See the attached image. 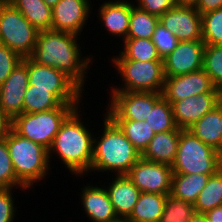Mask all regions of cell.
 Returning a JSON list of instances; mask_svg holds the SVG:
<instances>
[{
    "instance_id": "6da1fadb",
    "label": "cell",
    "mask_w": 222,
    "mask_h": 222,
    "mask_svg": "<svg viewBox=\"0 0 222 222\" xmlns=\"http://www.w3.org/2000/svg\"><path fill=\"white\" fill-rule=\"evenodd\" d=\"M76 36L75 33L52 29L39 31L36 46L29 58L39 64L59 69L81 89L90 58L80 59Z\"/></svg>"
},
{
    "instance_id": "7a4b0ae2",
    "label": "cell",
    "mask_w": 222,
    "mask_h": 222,
    "mask_svg": "<svg viewBox=\"0 0 222 222\" xmlns=\"http://www.w3.org/2000/svg\"><path fill=\"white\" fill-rule=\"evenodd\" d=\"M77 112L76 108L62 123L48 151H57L67 168L80 175L91 169L97 141L80 122Z\"/></svg>"
},
{
    "instance_id": "3957f363",
    "label": "cell",
    "mask_w": 222,
    "mask_h": 222,
    "mask_svg": "<svg viewBox=\"0 0 222 222\" xmlns=\"http://www.w3.org/2000/svg\"><path fill=\"white\" fill-rule=\"evenodd\" d=\"M104 121V133L93 146L91 169L115 170L117 175H126L141 158V153L108 115Z\"/></svg>"
},
{
    "instance_id": "277c9868",
    "label": "cell",
    "mask_w": 222,
    "mask_h": 222,
    "mask_svg": "<svg viewBox=\"0 0 222 222\" xmlns=\"http://www.w3.org/2000/svg\"><path fill=\"white\" fill-rule=\"evenodd\" d=\"M5 140L16 178L26 188L44 178L51 154L45 147L18 135L13 129Z\"/></svg>"
},
{
    "instance_id": "5b68a950",
    "label": "cell",
    "mask_w": 222,
    "mask_h": 222,
    "mask_svg": "<svg viewBox=\"0 0 222 222\" xmlns=\"http://www.w3.org/2000/svg\"><path fill=\"white\" fill-rule=\"evenodd\" d=\"M173 174H214L222 168V155L189 130H181Z\"/></svg>"
},
{
    "instance_id": "8992f818",
    "label": "cell",
    "mask_w": 222,
    "mask_h": 222,
    "mask_svg": "<svg viewBox=\"0 0 222 222\" xmlns=\"http://www.w3.org/2000/svg\"><path fill=\"white\" fill-rule=\"evenodd\" d=\"M77 104H62L59 108L36 113H22L12 119V129L20 136L51 147L65 119L77 108Z\"/></svg>"
},
{
    "instance_id": "52a82bcc",
    "label": "cell",
    "mask_w": 222,
    "mask_h": 222,
    "mask_svg": "<svg viewBox=\"0 0 222 222\" xmlns=\"http://www.w3.org/2000/svg\"><path fill=\"white\" fill-rule=\"evenodd\" d=\"M114 58L115 66L125 80V88L113 91L162 93L165 83L163 60L139 61L127 59L122 53Z\"/></svg>"
},
{
    "instance_id": "ba28073f",
    "label": "cell",
    "mask_w": 222,
    "mask_h": 222,
    "mask_svg": "<svg viewBox=\"0 0 222 222\" xmlns=\"http://www.w3.org/2000/svg\"><path fill=\"white\" fill-rule=\"evenodd\" d=\"M38 33L13 4H0V44L22 58L29 57L36 46Z\"/></svg>"
},
{
    "instance_id": "9c48e42d",
    "label": "cell",
    "mask_w": 222,
    "mask_h": 222,
    "mask_svg": "<svg viewBox=\"0 0 222 222\" xmlns=\"http://www.w3.org/2000/svg\"><path fill=\"white\" fill-rule=\"evenodd\" d=\"M28 82L34 88L50 89L63 104H77L81 97L80 89L59 69L42 65L26 57Z\"/></svg>"
},
{
    "instance_id": "30bf717a",
    "label": "cell",
    "mask_w": 222,
    "mask_h": 222,
    "mask_svg": "<svg viewBox=\"0 0 222 222\" xmlns=\"http://www.w3.org/2000/svg\"><path fill=\"white\" fill-rule=\"evenodd\" d=\"M111 107L107 115L112 120L143 121L154 104L163 96L156 92L112 91Z\"/></svg>"
},
{
    "instance_id": "8fae6325",
    "label": "cell",
    "mask_w": 222,
    "mask_h": 222,
    "mask_svg": "<svg viewBox=\"0 0 222 222\" xmlns=\"http://www.w3.org/2000/svg\"><path fill=\"white\" fill-rule=\"evenodd\" d=\"M126 175L141 192L171 193L173 170L169 165L147 161L141 157Z\"/></svg>"
},
{
    "instance_id": "7c38bea8",
    "label": "cell",
    "mask_w": 222,
    "mask_h": 222,
    "mask_svg": "<svg viewBox=\"0 0 222 222\" xmlns=\"http://www.w3.org/2000/svg\"><path fill=\"white\" fill-rule=\"evenodd\" d=\"M205 43L202 40L179 41L163 59L165 77H174L203 69Z\"/></svg>"
},
{
    "instance_id": "4fadbf2b",
    "label": "cell",
    "mask_w": 222,
    "mask_h": 222,
    "mask_svg": "<svg viewBox=\"0 0 222 222\" xmlns=\"http://www.w3.org/2000/svg\"><path fill=\"white\" fill-rule=\"evenodd\" d=\"M202 93H221L217 90L210 76L203 70L174 77H166L163 97L170 103Z\"/></svg>"
},
{
    "instance_id": "5bb4252c",
    "label": "cell",
    "mask_w": 222,
    "mask_h": 222,
    "mask_svg": "<svg viewBox=\"0 0 222 222\" xmlns=\"http://www.w3.org/2000/svg\"><path fill=\"white\" fill-rule=\"evenodd\" d=\"M159 22L173 32L178 41L202 40L201 14L195 7L176 5L161 15Z\"/></svg>"
},
{
    "instance_id": "9a60e30c",
    "label": "cell",
    "mask_w": 222,
    "mask_h": 222,
    "mask_svg": "<svg viewBox=\"0 0 222 222\" xmlns=\"http://www.w3.org/2000/svg\"><path fill=\"white\" fill-rule=\"evenodd\" d=\"M222 101V93H202L171 103L176 126L189 129Z\"/></svg>"
},
{
    "instance_id": "2e32d148",
    "label": "cell",
    "mask_w": 222,
    "mask_h": 222,
    "mask_svg": "<svg viewBox=\"0 0 222 222\" xmlns=\"http://www.w3.org/2000/svg\"><path fill=\"white\" fill-rule=\"evenodd\" d=\"M28 85V71L24 57L0 85V107L10 118L13 119L23 113L24 95Z\"/></svg>"
},
{
    "instance_id": "e0dca14e",
    "label": "cell",
    "mask_w": 222,
    "mask_h": 222,
    "mask_svg": "<svg viewBox=\"0 0 222 222\" xmlns=\"http://www.w3.org/2000/svg\"><path fill=\"white\" fill-rule=\"evenodd\" d=\"M89 6L88 0H60L51 8V29L78 35L88 18Z\"/></svg>"
},
{
    "instance_id": "ac0fdd59",
    "label": "cell",
    "mask_w": 222,
    "mask_h": 222,
    "mask_svg": "<svg viewBox=\"0 0 222 222\" xmlns=\"http://www.w3.org/2000/svg\"><path fill=\"white\" fill-rule=\"evenodd\" d=\"M181 130L177 127L172 131L155 133L141 157L147 161L172 166L176 158Z\"/></svg>"
},
{
    "instance_id": "d6986e66",
    "label": "cell",
    "mask_w": 222,
    "mask_h": 222,
    "mask_svg": "<svg viewBox=\"0 0 222 222\" xmlns=\"http://www.w3.org/2000/svg\"><path fill=\"white\" fill-rule=\"evenodd\" d=\"M107 192L118 218L130 215L141 193L127 175H117Z\"/></svg>"
},
{
    "instance_id": "ffe728a7",
    "label": "cell",
    "mask_w": 222,
    "mask_h": 222,
    "mask_svg": "<svg viewBox=\"0 0 222 222\" xmlns=\"http://www.w3.org/2000/svg\"><path fill=\"white\" fill-rule=\"evenodd\" d=\"M187 130L222 155V101Z\"/></svg>"
},
{
    "instance_id": "44dd1931",
    "label": "cell",
    "mask_w": 222,
    "mask_h": 222,
    "mask_svg": "<svg viewBox=\"0 0 222 222\" xmlns=\"http://www.w3.org/2000/svg\"><path fill=\"white\" fill-rule=\"evenodd\" d=\"M82 193V202L91 220L113 222L118 219L106 189L88 186Z\"/></svg>"
},
{
    "instance_id": "7402d4cb",
    "label": "cell",
    "mask_w": 222,
    "mask_h": 222,
    "mask_svg": "<svg viewBox=\"0 0 222 222\" xmlns=\"http://www.w3.org/2000/svg\"><path fill=\"white\" fill-rule=\"evenodd\" d=\"M166 194L141 192L126 218L129 222H160L165 209Z\"/></svg>"
},
{
    "instance_id": "603a6c76",
    "label": "cell",
    "mask_w": 222,
    "mask_h": 222,
    "mask_svg": "<svg viewBox=\"0 0 222 222\" xmlns=\"http://www.w3.org/2000/svg\"><path fill=\"white\" fill-rule=\"evenodd\" d=\"M133 5L126 1L106 2L101 6L100 16L108 31L127 38L131 8Z\"/></svg>"
},
{
    "instance_id": "cb8c5ba5",
    "label": "cell",
    "mask_w": 222,
    "mask_h": 222,
    "mask_svg": "<svg viewBox=\"0 0 222 222\" xmlns=\"http://www.w3.org/2000/svg\"><path fill=\"white\" fill-rule=\"evenodd\" d=\"M212 174H173L171 195L194 204Z\"/></svg>"
},
{
    "instance_id": "d4e9b609",
    "label": "cell",
    "mask_w": 222,
    "mask_h": 222,
    "mask_svg": "<svg viewBox=\"0 0 222 222\" xmlns=\"http://www.w3.org/2000/svg\"><path fill=\"white\" fill-rule=\"evenodd\" d=\"M12 4L38 31L51 29L52 11L44 0H14Z\"/></svg>"
},
{
    "instance_id": "484cf974",
    "label": "cell",
    "mask_w": 222,
    "mask_h": 222,
    "mask_svg": "<svg viewBox=\"0 0 222 222\" xmlns=\"http://www.w3.org/2000/svg\"><path fill=\"white\" fill-rule=\"evenodd\" d=\"M63 103L50 89L34 88L29 84L24 95L23 112L36 113L59 108Z\"/></svg>"
},
{
    "instance_id": "4316f807",
    "label": "cell",
    "mask_w": 222,
    "mask_h": 222,
    "mask_svg": "<svg viewBox=\"0 0 222 222\" xmlns=\"http://www.w3.org/2000/svg\"><path fill=\"white\" fill-rule=\"evenodd\" d=\"M218 206H222V168L210 175L194 203L195 211L198 213H206Z\"/></svg>"
},
{
    "instance_id": "83f0119b",
    "label": "cell",
    "mask_w": 222,
    "mask_h": 222,
    "mask_svg": "<svg viewBox=\"0 0 222 222\" xmlns=\"http://www.w3.org/2000/svg\"><path fill=\"white\" fill-rule=\"evenodd\" d=\"M123 131L126 138L142 154L147 148L149 142L155 136V132L149 124L136 120H113Z\"/></svg>"
},
{
    "instance_id": "f1b7e54d",
    "label": "cell",
    "mask_w": 222,
    "mask_h": 222,
    "mask_svg": "<svg viewBox=\"0 0 222 222\" xmlns=\"http://www.w3.org/2000/svg\"><path fill=\"white\" fill-rule=\"evenodd\" d=\"M158 23L159 17L133 6L127 38L151 39Z\"/></svg>"
},
{
    "instance_id": "f546056e",
    "label": "cell",
    "mask_w": 222,
    "mask_h": 222,
    "mask_svg": "<svg viewBox=\"0 0 222 222\" xmlns=\"http://www.w3.org/2000/svg\"><path fill=\"white\" fill-rule=\"evenodd\" d=\"M145 121L155 133L168 132L177 128L171 103L163 96L154 104Z\"/></svg>"
},
{
    "instance_id": "4dcf8cb0",
    "label": "cell",
    "mask_w": 222,
    "mask_h": 222,
    "mask_svg": "<svg viewBox=\"0 0 222 222\" xmlns=\"http://www.w3.org/2000/svg\"><path fill=\"white\" fill-rule=\"evenodd\" d=\"M124 44V51L121 53L127 59L139 61L163 60L151 39L126 38Z\"/></svg>"
},
{
    "instance_id": "1f68e13d",
    "label": "cell",
    "mask_w": 222,
    "mask_h": 222,
    "mask_svg": "<svg viewBox=\"0 0 222 222\" xmlns=\"http://www.w3.org/2000/svg\"><path fill=\"white\" fill-rule=\"evenodd\" d=\"M203 70L222 93V45H205Z\"/></svg>"
},
{
    "instance_id": "d6a6232c",
    "label": "cell",
    "mask_w": 222,
    "mask_h": 222,
    "mask_svg": "<svg viewBox=\"0 0 222 222\" xmlns=\"http://www.w3.org/2000/svg\"><path fill=\"white\" fill-rule=\"evenodd\" d=\"M201 19L205 45H222V8L202 14Z\"/></svg>"
},
{
    "instance_id": "836d02e7",
    "label": "cell",
    "mask_w": 222,
    "mask_h": 222,
    "mask_svg": "<svg viewBox=\"0 0 222 222\" xmlns=\"http://www.w3.org/2000/svg\"><path fill=\"white\" fill-rule=\"evenodd\" d=\"M194 204L167 195L160 222H189L195 213Z\"/></svg>"
},
{
    "instance_id": "e575fe53",
    "label": "cell",
    "mask_w": 222,
    "mask_h": 222,
    "mask_svg": "<svg viewBox=\"0 0 222 222\" xmlns=\"http://www.w3.org/2000/svg\"><path fill=\"white\" fill-rule=\"evenodd\" d=\"M13 185V186H12ZM19 185L26 187L16 178L5 138L0 139V188H11Z\"/></svg>"
},
{
    "instance_id": "d590c367",
    "label": "cell",
    "mask_w": 222,
    "mask_h": 222,
    "mask_svg": "<svg viewBox=\"0 0 222 222\" xmlns=\"http://www.w3.org/2000/svg\"><path fill=\"white\" fill-rule=\"evenodd\" d=\"M151 40L154 42L161 59L169 55L179 42L173 32L166 29L160 22L157 24Z\"/></svg>"
},
{
    "instance_id": "8d00e7d4",
    "label": "cell",
    "mask_w": 222,
    "mask_h": 222,
    "mask_svg": "<svg viewBox=\"0 0 222 222\" xmlns=\"http://www.w3.org/2000/svg\"><path fill=\"white\" fill-rule=\"evenodd\" d=\"M22 57L6 45L0 44V85H2L13 69L22 61Z\"/></svg>"
},
{
    "instance_id": "74e56055",
    "label": "cell",
    "mask_w": 222,
    "mask_h": 222,
    "mask_svg": "<svg viewBox=\"0 0 222 222\" xmlns=\"http://www.w3.org/2000/svg\"><path fill=\"white\" fill-rule=\"evenodd\" d=\"M138 2V8L157 17L177 5L175 0H138Z\"/></svg>"
},
{
    "instance_id": "f35d334b",
    "label": "cell",
    "mask_w": 222,
    "mask_h": 222,
    "mask_svg": "<svg viewBox=\"0 0 222 222\" xmlns=\"http://www.w3.org/2000/svg\"><path fill=\"white\" fill-rule=\"evenodd\" d=\"M11 188H0V222H11L14 215Z\"/></svg>"
},
{
    "instance_id": "ab89813d",
    "label": "cell",
    "mask_w": 222,
    "mask_h": 222,
    "mask_svg": "<svg viewBox=\"0 0 222 222\" xmlns=\"http://www.w3.org/2000/svg\"><path fill=\"white\" fill-rule=\"evenodd\" d=\"M195 8L202 15L222 8V0H199Z\"/></svg>"
},
{
    "instance_id": "60d3db41",
    "label": "cell",
    "mask_w": 222,
    "mask_h": 222,
    "mask_svg": "<svg viewBox=\"0 0 222 222\" xmlns=\"http://www.w3.org/2000/svg\"><path fill=\"white\" fill-rule=\"evenodd\" d=\"M12 130V118L0 107V139L5 138Z\"/></svg>"
},
{
    "instance_id": "b9f144b4",
    "label": "cell",
    "mask_w": 222,
    "mask_h": 222,
    "mask_svg": "<svg viewBox=\"0 0 222 222\" xmlns=\"http://www.w3.org/2000/svg\"><path fill=\"white\" fill-rule=\"evenodd\" d=\"M205 214L209 222H222V206L209 210Z\"/></svg>"
},
{
    "instance_id": "7bdbcfd3",
    "label": "cell",
    "mask_w": 222,
    "mask_h": 222,
    "mask_svg": "<svg viewBox=\"0 0 222 222\" xmlns=\"http://www.w3.org/2000/svg\"><path fill=\"white\" fill-rule=\"evenodd\" d=\"M189 222H209L205 213L195 212L194 215L189 219Z\"/></svg>"
},
{
    "instance_id": "ee69618b",
    "label": "cell",
    "mask_w": 222,
    "mask_h": 222,
    "mask_svg": "<svg viewBox=\"0 0 222 222\" xmlns=\"http://www.w3.org/2000/svg\"><path fill=\"white\" fill-rule=\"evenodd\" d=\"M178 6L196 7L199 0H175Z\"/></svg>"
},
{
    "instance_id": "f6af8a7d",
    "label": "cell",
    "mask_w": 222,
    "mask_h": 222,
    "mask_svg": "<svg viewBox=\"0 0 222 222\" xmlns=\"http://www.w3.org/2000/svg\"><path fill=\"white\" fill-rule=\"evenodd\" d=\"M60 0H44V2L51 8L55 6Z\"/></svg>"
},
{
    "instance_id": "bcb514c9",
    "label": "cell",
    "mask_w": 222,
    "mask_h": 222,
    "mask_svg": "<svg viewBox=\"0 0 222 222\" xmlns=\"http://www.w3.org/2000/svg\"><path fill=\"white\" fill-rule=\"evenodd\" d=\"M14 0H0V4H12Z\"/></svg>"
},
{
    "instance_id": "7dc6e473",
    "label": "cell",
    "mask_w": 222,
    "mask_h": 222,
    "mask_svg": "<svg viewBox=\"0 0 222 222\" xmlns=\"http://www.w3.org/2000/svg\"><path fill=\"white\" fill-rule=\"evenodd\" d=\"M113 222H129L126 218H118L116 221Z\"/></svg>"
}]
</instances>
